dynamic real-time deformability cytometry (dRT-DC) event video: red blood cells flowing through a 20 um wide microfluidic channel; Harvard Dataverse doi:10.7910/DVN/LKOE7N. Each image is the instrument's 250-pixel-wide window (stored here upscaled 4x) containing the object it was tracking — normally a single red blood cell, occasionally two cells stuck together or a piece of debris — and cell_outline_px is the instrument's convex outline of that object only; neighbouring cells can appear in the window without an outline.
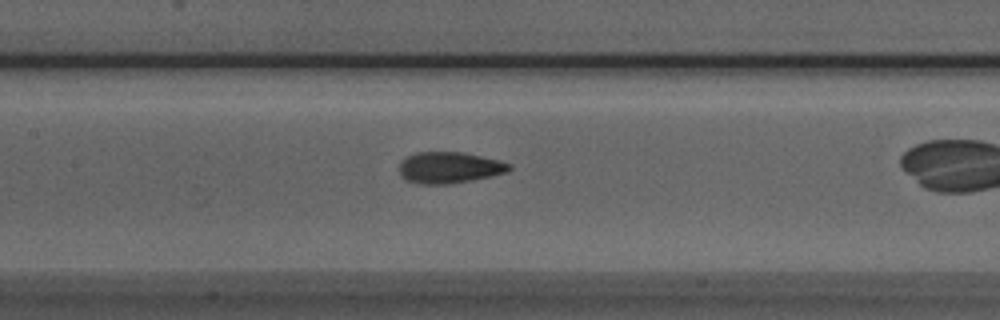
{"species": "Egyptian fruit bat (a non-hibernating species)", "species_latin": "Rousettus aegyptiacus", "temperature_condition": "room temperature", "stored_images_in_passage": 28, "camera_frame_rate_fps": 3000, "um_per_image_px": 0.085, "animal": {"sex": "male"}, "frame": {"image": 1, "passage_image": 11, "time_ms": 3.333, "image_size_px": [1000, 320], "cell_outline_px": [[512, 168], [508, 172], [492, 176], [452, 184], [420, 184], [404, 180], [400, 176], [400, 164], [408, 156], [416, 152], [460, 152], [500, 160], [512, 164]], "centroid_in_image_um": [38.22, 14.26], "position_along_channel_um": 169.2, "area_um2": 20.17}, "authors_computed_cell_mechanics": {"area_um2": 20.1433, "velocity_mm_per_s": 3.9594, "shape_relaxation_time_tau1_ms": 4.2707, "shape_relaxation_time_tau2_ms": 0.9033, "deformation_change_tau1": 0.1613, "deformation_change_tau2": 0.0651}}